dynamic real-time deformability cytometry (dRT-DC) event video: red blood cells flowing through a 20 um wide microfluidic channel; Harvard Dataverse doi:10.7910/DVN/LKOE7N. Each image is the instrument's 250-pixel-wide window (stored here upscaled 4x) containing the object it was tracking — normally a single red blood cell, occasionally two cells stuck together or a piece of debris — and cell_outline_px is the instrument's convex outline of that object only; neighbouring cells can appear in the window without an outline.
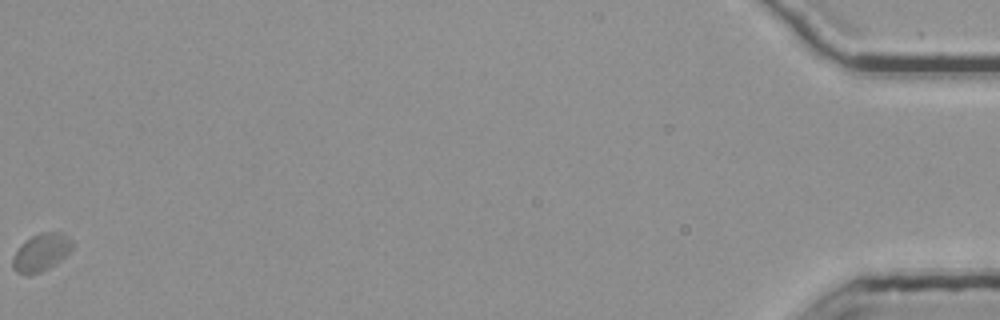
{"species": "common noctule bat (a hibernating species)", "species_latin": "Nyctalus noctula", "temperature_condition": "room temperature", "stored_images_in_passage": 48, "camera_frame_rate_fps": 3000, "um_per_image_px": 0.085, "animal": {"sex": "female", "body_mass_g": 25.1}, "frame": {"image": 1, "passage_image": 48, "time_ms": 15.667, "image_size_px": [1000, 320], "cell_outline_px": [[72, 248], [64, 256], [40, 272], [28, 276], [16, 272], [12, 268], [12, 256], [20, 244], [24, 240], [40, 232], [56, 232], [68, 236], [72, 240]], "centroid_in_image_um": [3.42, 21.45], "position_along_channel_um": 431.8, "area_um2": 12.95}}